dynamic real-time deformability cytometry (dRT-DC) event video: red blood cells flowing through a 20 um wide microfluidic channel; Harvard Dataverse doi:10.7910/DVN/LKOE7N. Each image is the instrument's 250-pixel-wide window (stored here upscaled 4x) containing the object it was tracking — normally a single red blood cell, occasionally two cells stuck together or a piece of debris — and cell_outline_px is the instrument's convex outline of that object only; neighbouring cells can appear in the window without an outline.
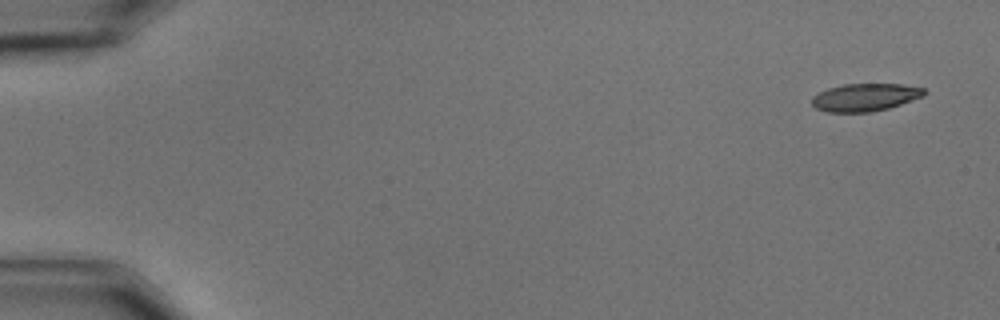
{"species": "common noctule bat (a hibernating species)", "species_latin": "Nyctalus noctula", "temperature_condition": "cold", "stored_images_in_passage": 13, "camera_frame_rate_fps": 3000, "um_per_image_px": 0.085, "animal": {"sex": "male", "body_mass_g": 15.6}, "frame": {"image": 1, "passage_image": 1, "time_ms": 0.0, "image_size_px": [1000, 320], "cell_outline_px": [[924, 96], [888, 108], [868, 112], [828, 112], [816, 108], [812, 104], [812, 96], [828, 88], [844, 84], [900, 84], [924, 88]], "centroid_in_image_um": [73.51, 8.27], "position_along_channel_um": 11.5, "area_um2": 17.92}}